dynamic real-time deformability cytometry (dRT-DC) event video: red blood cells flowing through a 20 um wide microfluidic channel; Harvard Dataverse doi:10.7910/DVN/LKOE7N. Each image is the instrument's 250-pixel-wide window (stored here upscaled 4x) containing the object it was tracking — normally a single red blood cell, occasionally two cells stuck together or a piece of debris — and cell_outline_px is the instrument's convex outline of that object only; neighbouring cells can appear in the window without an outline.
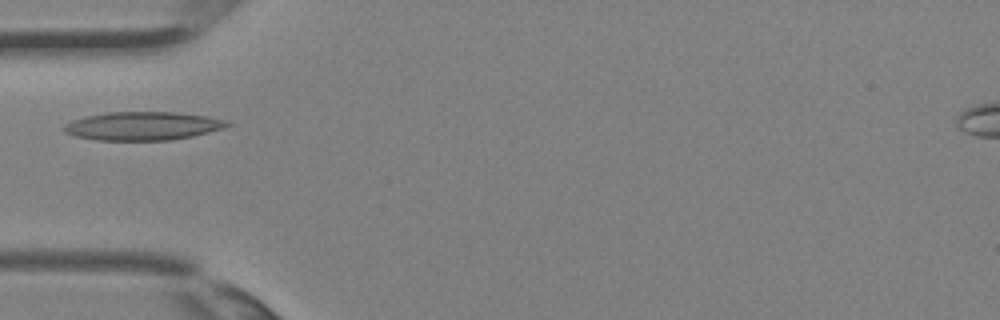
{"species": "Egyptian fruit bat (a non-hibernating species)", "species_latin": "Rousettus aegyptiacus", "temperature_condition": "room temperature", "stored_images_in_passage": 3, "camera_frame_rate_fps": 3000, "um_per_image_px": 0.085, "animal": {"sex": "female"}, "frame": {"image": 1, "passage_image": 3, "time_ms": 0.667, "image_size_px": [1000, 320], "cell_outline_px": [[232, 124], [224, 128], [192, 136], [172, 140], [96, 140], [76, 136], [64, 132], [64, 124], [72, 120], [84, 116], [108, 112], [176, 112], [204, 116], [228, 120]], "centroid_in_image_um": [12.13, 10.7], "position_along_channel_um": 72.9, "area_um2": 27.05}}